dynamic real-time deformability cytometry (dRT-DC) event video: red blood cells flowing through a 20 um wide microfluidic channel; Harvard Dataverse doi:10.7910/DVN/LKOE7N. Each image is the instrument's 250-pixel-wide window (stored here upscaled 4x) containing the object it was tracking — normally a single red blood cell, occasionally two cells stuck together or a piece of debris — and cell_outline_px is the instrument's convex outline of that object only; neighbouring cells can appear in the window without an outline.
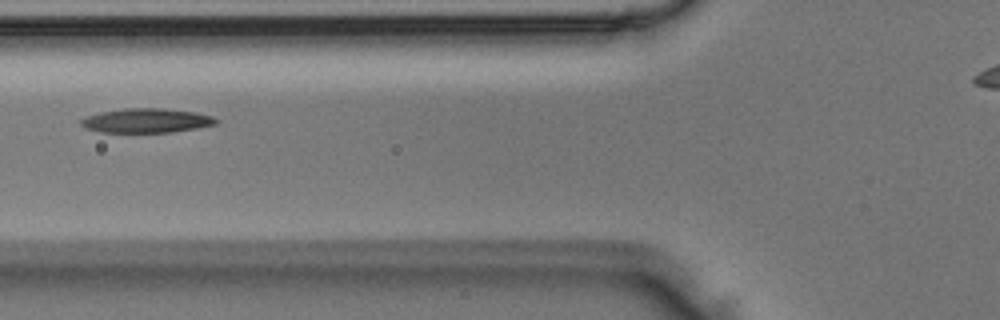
{"species": "Egyptian fruit bat (a non-hibernating species)", "species_latin": "Rousettus aegyptiacus", "temperature_condition": "room temperature", "stored_images_in_passage": 5, "camera_frame_rate_fps": 3000, "um_per_image_px": 0.085, "animal": {"sex": "male"}, "frame": {"image": 1, "passage_image": 4, "time_ms": 1.0, "image_size_px": [1000, 320], "cell_outline_px": [[220, 120], [216, 124], [196, 128], [172, 132], [100, 132], [84, 128], [80, 124], [80, 120], [88, 116], [100, 112], [124, 108], [164, 108], [196, 112], [212, 116]], "centroid_in_image_um": [12.45, 10.24], "position_along_channel_um": 113.3, "area_um2": 19.19}}
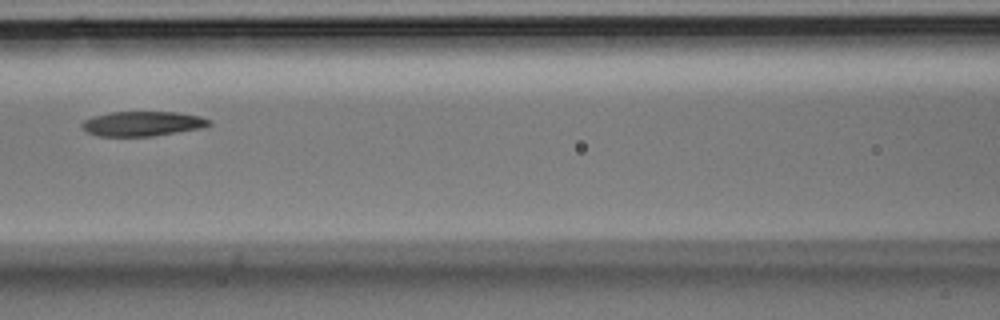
{"frame": {"image": 2, "passage_image": 5, "time_ms": 1.333, "image_size_px": [1000, 320], "cell_outline_px": [[212, 124], [200, 128], [152, 136], [100, 136], [88, 132], [80, 124], [84, 120], [92, 116], [112, 112], [176, 112], [200, 116], [212, 120]], "centroid_in_image_um": [12.12, 10.5], "position_along_channel_um": 154.5, "area_um2": 18.21}}